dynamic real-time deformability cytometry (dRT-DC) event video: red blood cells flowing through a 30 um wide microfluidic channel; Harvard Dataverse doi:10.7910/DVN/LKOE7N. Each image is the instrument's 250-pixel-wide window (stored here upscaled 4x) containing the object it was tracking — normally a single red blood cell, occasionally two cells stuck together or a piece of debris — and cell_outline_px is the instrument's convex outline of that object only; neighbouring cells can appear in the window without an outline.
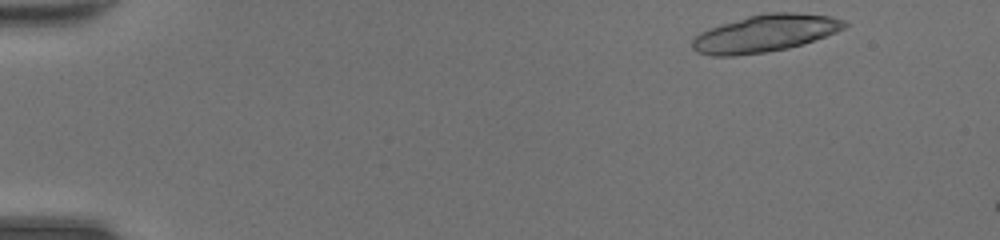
{"species": "common noctule bat (a hibernating species)", "species_latin": "Nyctalus noctula", "temperature_condition": "room temperature", "stored_images_in_passage": 17, "camera_frame_rate_fps": 3000, "um_per_image_px": 0.085, "animal": {"sex": "female", "body_mass_g": 20.0, "forearm_length_mm": 54.0}, "frame": {"image": 1, "passage_image": 1, "time_ms": 0.0, "image_size_px": [1000, 240], "cell_outline_px": [[848, 24], [844, 28], [836, 32], [804, 44], [788, 48], [764, 52], [732, 56], [712, 56], [696, 52], [692, 48], [692, 40], [700, 32], [708, 28], [720, 24], [748, 16], [764, 12], [792, 12], [832, 16], [844, 20]], "centroid_in_image_um": [65.02, 2.83], "position_along_channel_um": 20.0, "area_um2": 33.12}}